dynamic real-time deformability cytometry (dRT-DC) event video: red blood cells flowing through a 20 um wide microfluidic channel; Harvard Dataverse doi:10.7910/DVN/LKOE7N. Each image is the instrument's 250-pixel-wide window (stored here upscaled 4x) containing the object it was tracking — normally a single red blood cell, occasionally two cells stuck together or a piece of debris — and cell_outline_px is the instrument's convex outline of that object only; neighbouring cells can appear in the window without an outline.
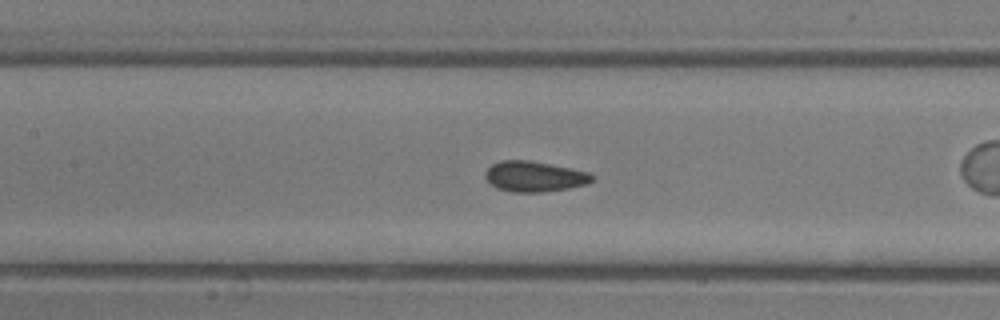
{"species": "common noctule bat (a hibernating species)", "species_latin": "Nyctalus noctula", "temperature_condition": "room temperature", "stored_images_in_passage": 14, "camera_frame_rate_fps": 3000, "um_per_image_px": 0.085, "animal": {"sex": "male", "body_mass_g": 13.3}, "frame": {"image": 1, "passage_image": 12, "time_ms": 3.667, "image_size_px": [1000, 320], "cell_outline_px": [[596, 180], [588, 184], [568, 188], [544, 192], [512, 192], [496, 188], [484, 176], [484, 172], [492, 164], [500, 160], [528, 160], [588, 172], [596, 176]], "centroid_in_image_um": [45.44, 15.01], "position_along_channel_um": 162.0, "area_um2": 19.02}}